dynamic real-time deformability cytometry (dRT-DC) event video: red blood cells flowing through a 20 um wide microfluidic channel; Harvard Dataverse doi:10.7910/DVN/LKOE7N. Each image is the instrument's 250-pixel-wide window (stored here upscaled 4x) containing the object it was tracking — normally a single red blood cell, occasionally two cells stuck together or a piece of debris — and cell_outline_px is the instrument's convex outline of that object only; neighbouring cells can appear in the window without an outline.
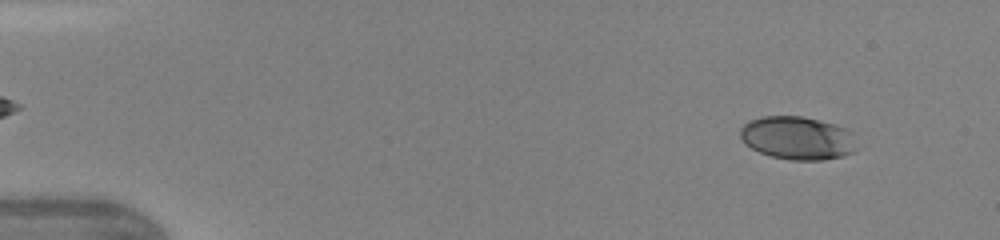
{"species": "human", "species_latin": "Homo sapiens", "temperature_condition": "warm", "stored_images_in_passage": 46, "camera_frame_rate_fps": 3000, "um_per_image_px": 0.085, "donor": {"sex": "female"}, "frame": {"image": 1, "passage_image": 4, "time_ms": 1.0, "image_size_px": [1000, 240], "cell_outline_px": [[856, 152], [824, 160], [788, 160], [772, 156], [760, 152], [744, 144], [740, 136], [740, 128], [748, 120], [760, 116], [800, 116], [820, 120], [844, 128], [852, 132], [856, 148]], "centroid_in_image_um": [67.76, 11.73], "position_along_channel_um": 17.2, "area_um2": 29.42}}
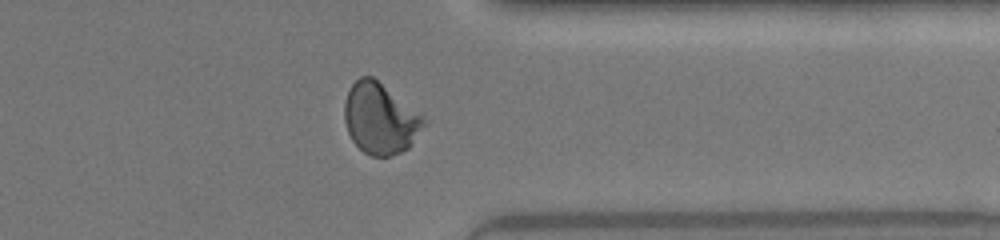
{"frame": {"image": 2, "passage_image": 37, "time_ms": 12.0, "image_size_px": [1000, 240], "cell_outline_px": [[428, 120], [412, 144], [408, 148], [400, 152], [388, 156], [372, 156], [364, 152], [352, 140], [348, 132], [344, 120], [344, 104], [348, 92], [352, 84], [360, 76], [372, 76]], "centroid_in_image_um": [32.31, 10.09], "position_along_channel_um": 379.1, "area_um2": 32.43}}
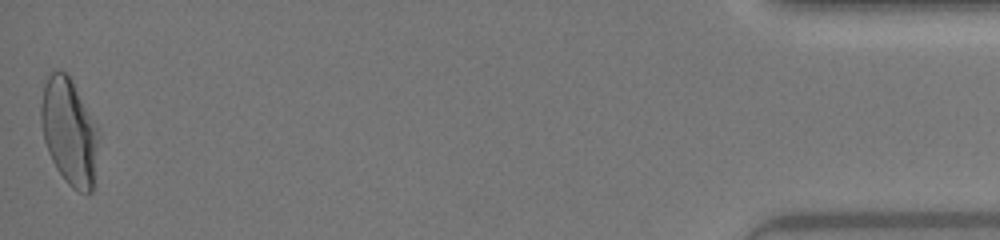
{"frame": {"image": 3, "passage_image": 46, "time_ms": 15.0, "image_size_px": [1000, 240], "cell_outline_px": [[96, 144], [92, 192], [80, 192], [72, 188], [68, 184], [56, 168], [48, 152], [44, 140], [40, 120], [40, 104], [44, 84], [52, 68], [56, 68], [64, 72], [72, 80], [96, 128]], "centroid_in_image_um": [5.8, 11.15], "position_along_channel_um": 429.4, "area_um2": 34.8}, "authors_computed_cell_mechanics": {"area_um2": 31.4432, "velocity_mm_per_s": 4.3649, "shape_relaxation_time_tau1_ms": 4.5831, "shape_relaxation_time_tau2_ms": 0.6384, "deformation_change_tau1": 0.1827, "deformation_change_tau2": 0.0409}}